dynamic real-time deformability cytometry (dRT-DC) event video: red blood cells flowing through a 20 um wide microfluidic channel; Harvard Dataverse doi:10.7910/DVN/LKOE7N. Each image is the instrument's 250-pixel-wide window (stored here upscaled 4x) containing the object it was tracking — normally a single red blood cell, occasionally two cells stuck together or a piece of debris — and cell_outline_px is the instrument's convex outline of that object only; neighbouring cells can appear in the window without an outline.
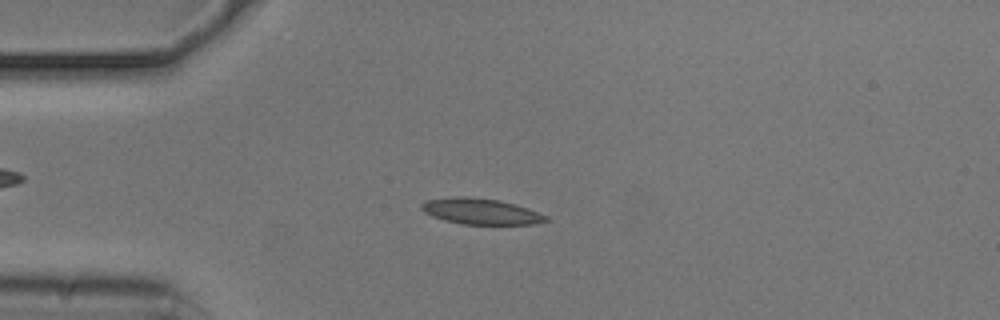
{"species": "common noctule bat (a hibernating species)", "species_latin": "Nyctalus noctula", "temperature_condition": "cold", "stored_images_in_passage": 45, "camera_frame_rate_fps": 3000, "um_per_image_px": 0.085, "animal": {"sex": "male", "body_mass_g": 20.5, "forearm_length_mm": 52.5}, "frame": {"image": 1, "passage_image": 5, "time_ms": 1.333, "image_size_px": [1000, 320], "cell_outline_px": [[552, 220], [536, 224], [464, 224], [444, 220], [432, 216], [424, 212], [420, 208], [420, 204], [428, 200], [456, 196], [464, 196], [500, 200], [516, 204], [528, 208], [548, 216]], "centroid_in_image_um": [40.91, 17.97], "position_along_channel_um": 44.1, "area_um2": 18.9}}
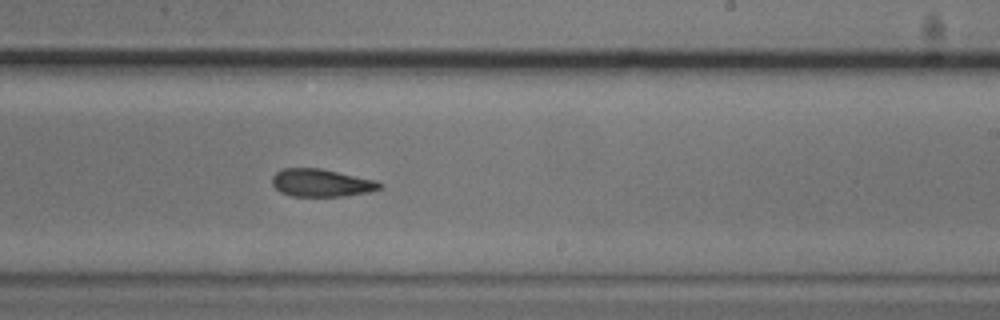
{"frame": {"image": 2, "passage_image": 24, "time_ms": 7.667, "image_size_px": [1000, 320], "cell_outline_px": [[384, 184], [380, 188], [368, 192], [344, 196], [292, 196], [280, 192], [272, 184], [272, 176], [280, 168], [320, 168], [376, 180]], "centroid_in_image_um": [27.29, 15.53], "position_along_channel_um": 261.7, "area_um2": 17.4}}
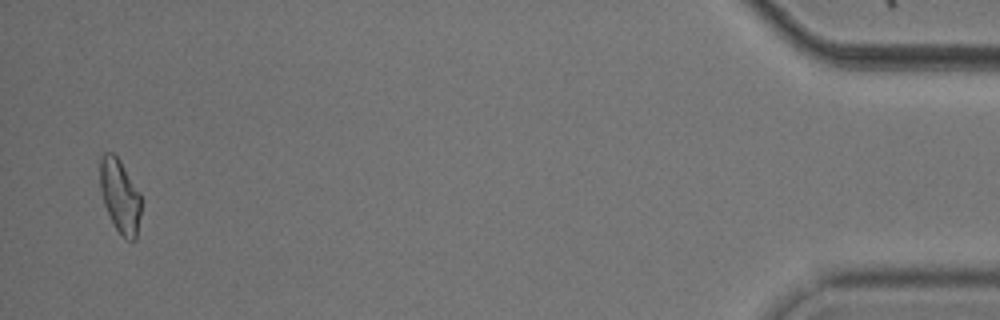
{"frame": {"image": 3, "passage_image": 44, "time_ms": 14.333, "image_size_px": [1000, 320], "cell_outline_px": [[140, 212], [136, 240], [128, 240], [116, 228], [104, 204], [100, 188], [100, 156], [104, 152], [112, 152], [120, 160], [140, 192]], "centroid_in_image_um": [10.19, 16.61], "position_along_channel_um": 425.0, "area_um2": 17.4}, "authors_computed_cell_mechanics": {"area_um2": 18.1492, "velocity_mm_per_s": 3.7355, "shape_relaxation_time_tau1_ms": 4.0063, "shape_relaxation_time_tau2_ms": 6.348, "deformation_change_tau1": 0.1307, "deformation_change_tau2": 0.1365}}